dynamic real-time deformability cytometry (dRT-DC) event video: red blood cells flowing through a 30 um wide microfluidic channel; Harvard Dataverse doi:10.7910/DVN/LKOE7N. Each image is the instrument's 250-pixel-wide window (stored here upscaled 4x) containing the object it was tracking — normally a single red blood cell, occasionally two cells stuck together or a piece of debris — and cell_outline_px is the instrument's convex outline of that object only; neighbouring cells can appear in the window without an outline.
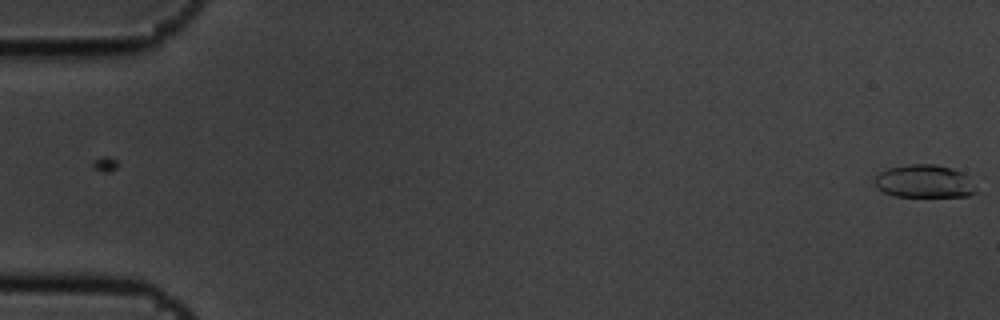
{"species": "common noctule bat (a hibernating species)", "species_latin": "Nyctalus noctula", "temperature_condition": "cold", "stored_images_in_passage": 6, "camera_frame_rate_fps": 3000, "um_per_image_px": 0.085, "animal": {"sex": "male", "body_mass_g": 19.5, "forearm_length_mm": 54.6}, "frame": {"image": 1, "passage_image": 6, "time_ms": 1.667, "image_size_px": [1000, 320], "cell_outline_px": [[976, 192], [968, 196], [896, 196], [884, 192], [876, 188], [876, 176], [880, 172], [888, 168], [908, 164], [932, 164], [964, 172]], "centroid_in_image_um": [78.53, 15.41], "position_along_channel_um": 6.5, "area_um2": 19.07}}